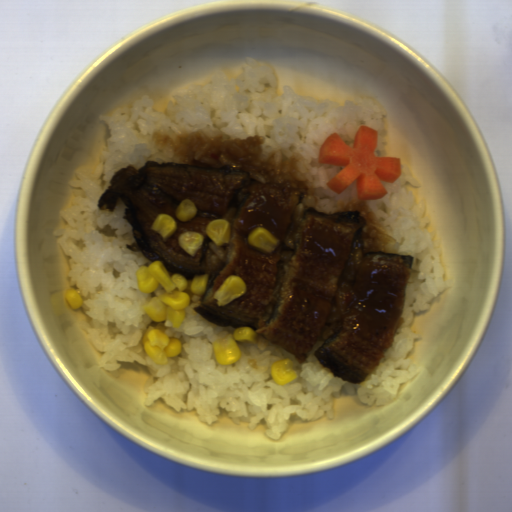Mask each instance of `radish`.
<instances>
[{
    "label": "radish",
    "mask_w": 512,
    "mask_h": 512,
    "mask_svg": "<svg viewBox=\"0 0 512 512\" xmlns=\"http://www.w3.org/2000/svg\"><path fill=\"white\" fill-rule=\"evenodd\" d=\"M379 130L361 125L348 145L336 132L329 134L318 153V164L346 166L325 185L336 194L354 181L358 200H381L388 194L383 182L395 183L402 174L401 158L376 156Z\"/></svg>",
    "instance_id": "radish-1"
}]
</instances>
